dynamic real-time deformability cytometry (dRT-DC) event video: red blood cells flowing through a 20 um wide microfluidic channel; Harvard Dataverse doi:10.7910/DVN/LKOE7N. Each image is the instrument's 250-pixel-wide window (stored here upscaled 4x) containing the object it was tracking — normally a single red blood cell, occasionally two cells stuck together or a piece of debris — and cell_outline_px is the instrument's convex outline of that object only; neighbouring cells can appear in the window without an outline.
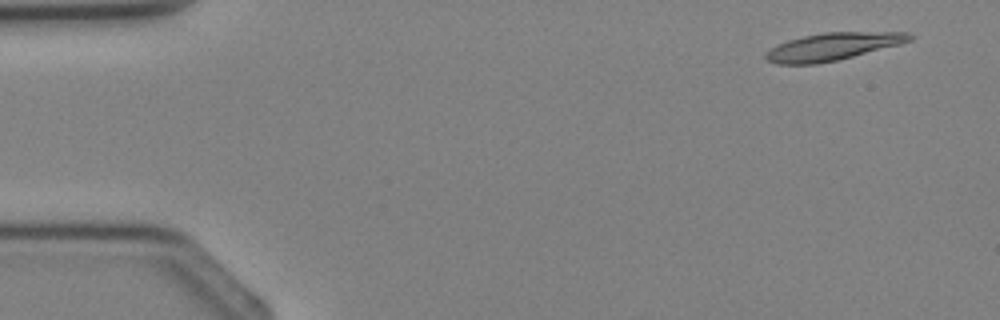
{"species": "Egyptian fruit bat (a non-hibernating species)", "species_latin": "Rousettus aegyptiacus", "temperature_condition": "cold", "stored_images_in_passage": 4, "segment_of_instrument_passage": [2, 2], "camera_frame_rate_fps": 3000, "um_per_image_px": 0.085, "animal": {"sex": "female"}, "frame": {"image": 1, "passage_image": 4, "time_ms": 3.667, "image_size_px": [1000, 320], "cell_outline_px": [[912, 40], [900, 44], [836, 60], [816, 64], [776, 64], [768, 60], [764, 56], [764, 52], [776, 44], [788, 40], [804, 36], [824, 32], [908, 32], [912, 36]], "centroid_in_image_um": [70.73, 3.95], "position_along_channel_um": 14.3, "area_um2": 22.89}}